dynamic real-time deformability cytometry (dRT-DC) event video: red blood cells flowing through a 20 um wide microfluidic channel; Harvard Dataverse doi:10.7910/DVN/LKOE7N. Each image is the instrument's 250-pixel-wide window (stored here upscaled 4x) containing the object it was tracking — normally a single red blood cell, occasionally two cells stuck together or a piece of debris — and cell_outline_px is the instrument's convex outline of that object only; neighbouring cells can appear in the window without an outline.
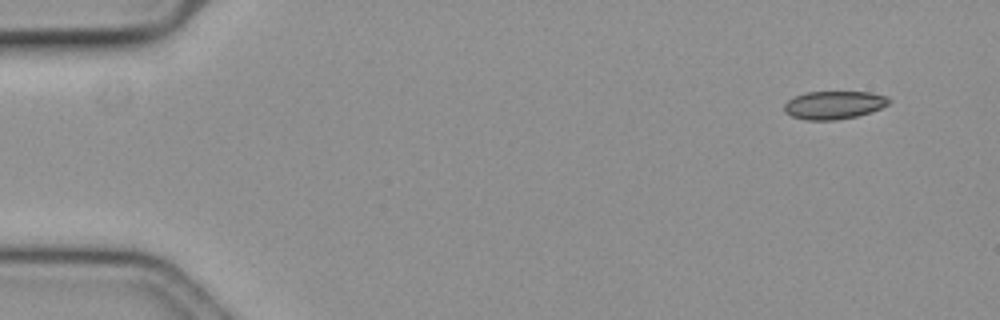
{"species": "common noctule bat (a hibernating species)", "species_latin": "Nyctalus noctula", "temperature_condition": "cold", "stored_images_in_passage": 4, "camera_frame_rate_fps": 3000, "um_per_image_px": 0.085, "animal": {"sex": "female", "body_mass_g": 19.3, "forearm_length_mm": 54.1}, "frame": {"image": 1, "passage_image": 1, "time_ms": 0.0, "image_size_px": [1000, 320], "cell_outline_px": [[892, 100], [888, 104], [880, 108], [856, 116], [836, 120], [804, 120], [792, 116], [784, 112], [784, 104], [788, 100], [796, 96], [808, 92], [872, 92], [888, 96]], "centroid_in_image_um": [70.89, 8.92], "position_along_channel_um": 14.1, "area_um2": 17.11}}